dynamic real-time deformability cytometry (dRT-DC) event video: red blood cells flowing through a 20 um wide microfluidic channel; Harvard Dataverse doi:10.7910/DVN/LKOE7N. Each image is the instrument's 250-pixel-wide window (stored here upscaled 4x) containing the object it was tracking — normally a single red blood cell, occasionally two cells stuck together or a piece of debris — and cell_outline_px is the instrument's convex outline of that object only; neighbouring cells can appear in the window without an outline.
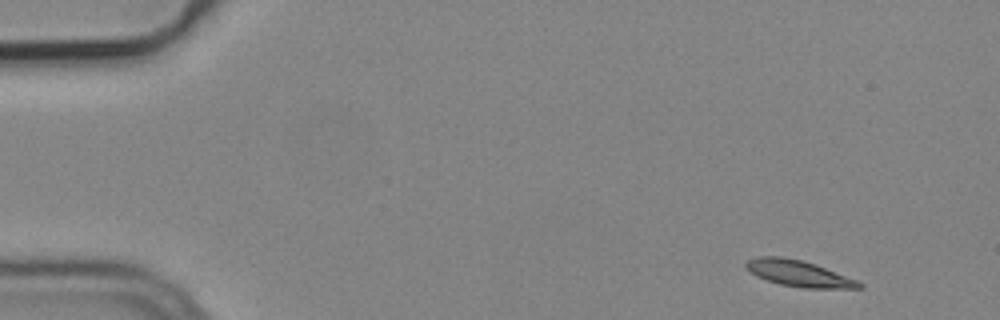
{"species": "common noctule bat (a hibernating species)", "species_latin": "Nyctalus noctula", "temperature_condition": "cold", "stored_images_in_passage": 4, "camera_frame_rate_fps": 3000, "um_per_image_px": 0.085, "animal": {"sex": "male", "body_mass_g": 19.2, "forearm_length_mm": 51.8}, "frame": {"image": 1, "passage_image": 1, "time_ms": 0.0, "image_size_px": [1000, 320], "cell_outline_px": [[864, 288], [804, 288], [780, 284], [756, 276], [744, 268], [744, 264], [748, 260], [756, 256], [780, 256], [800, 260], [816, 264], [856, 280], [864, 284]], "centroid_in_image_um": [67.86, 23.24], "position_along_channel_um": 17.1, "area_um2": 17.22}}
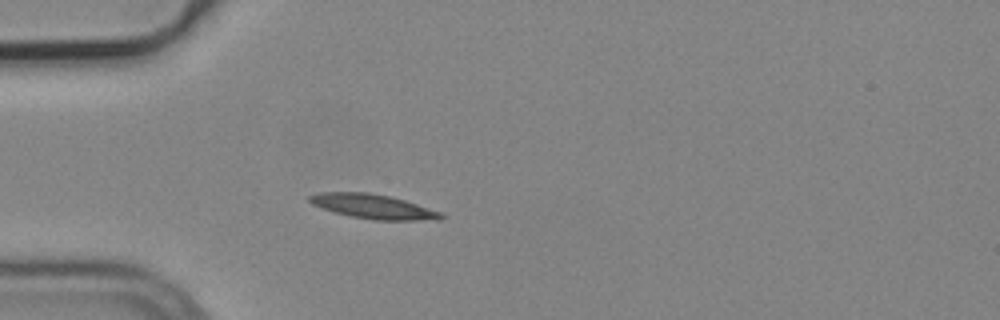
{"frame": {"image": 2, "passage_image": 4, "time_ms": 1.0, "image_size_px": [1000, 320], "cell_outline_px": [[444, 216], [440, 220], [372, 220], [332, 212], [312, 204], [308, 200], [308, 196], [320, 192], [368, 192], [392, 196], [440, 212]], "centroid_in_image_um": [31.68, 17.55], "position_along_channel_um": 53.3, "area_um2": 18.73}}